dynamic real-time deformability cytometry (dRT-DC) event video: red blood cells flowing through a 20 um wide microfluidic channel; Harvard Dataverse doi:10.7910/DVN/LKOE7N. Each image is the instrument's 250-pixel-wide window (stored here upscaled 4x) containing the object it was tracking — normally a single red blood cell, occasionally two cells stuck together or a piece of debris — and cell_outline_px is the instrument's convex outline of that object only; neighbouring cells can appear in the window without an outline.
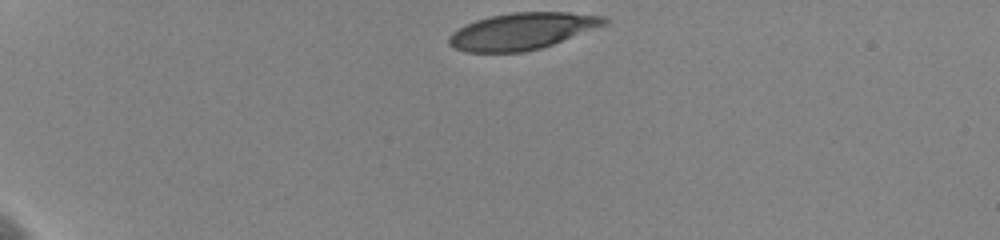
{"species": "human", "species_latin": "Homo sapiens", "temperature_condition": "cold", "stored_images_in_passage": 13, "camera_frame_rate_fps": 3000, "um_per_image_px": 0.085, "donor": {"sex": "female"}, "frame": {"image": 1, "passage_image": 1, "time_ms": 0.0, "image_size_px": [1000, 240], "cell_outline_px": [[608, 24], [552, 44], [540, 48], [524, 52], [464, 52], [448, 44], [448, 36], [452, 32], [476, 20], [492, 16], [512, 12], [568, 12], [604, 16], [608, 20]], "centroid_in_image_um": [44.39, 2.65], "position_along_channel_um": 40.6, "area_um2": 33.0}}